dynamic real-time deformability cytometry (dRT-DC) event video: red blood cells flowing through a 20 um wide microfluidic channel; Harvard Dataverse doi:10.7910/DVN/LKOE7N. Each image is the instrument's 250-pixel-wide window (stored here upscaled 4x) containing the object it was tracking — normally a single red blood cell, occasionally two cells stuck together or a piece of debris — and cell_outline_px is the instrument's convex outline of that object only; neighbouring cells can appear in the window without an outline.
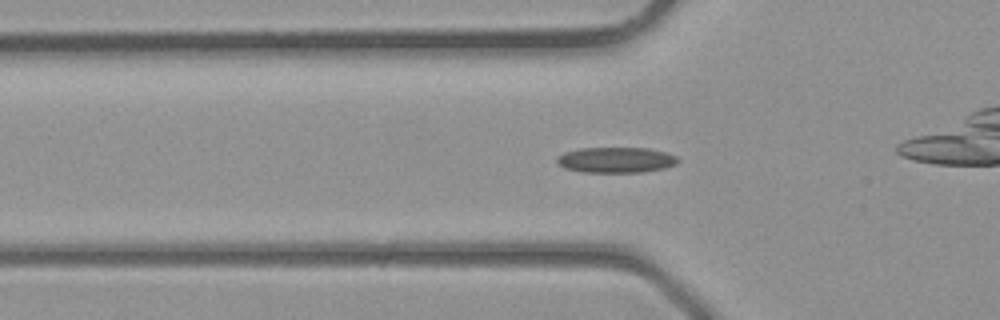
{"species": "common noctule bat (a hibernating species)", "species_latin": "Nyctalus noctula", "temperature_condition": "room temperature", "stored_images_in_passage": 38, "camera_frame_rate_fps": 3000, "um_per_image_px": 0.085, "animal": {"sex": "male", "body_mass_g": 23.1, "forearm_length_mm": 52.7}, "frame": {"image": 1, "passage_image": 12, "time_ms": 3.667, "image_size_px": [1000, 320], "cell_outline_px": [[680, 160], [676, 164], [664, 168], [640, 172], [584, 172], [564, 168], [556, 160], [556, 156], [564, 152], [580, 148], [648, 148], [664, 152], [676, 156]], "centroid_in_image_um": [52.34, 13.59], "position_along_channel_um": 73.5, "area_um2": 17.98}}
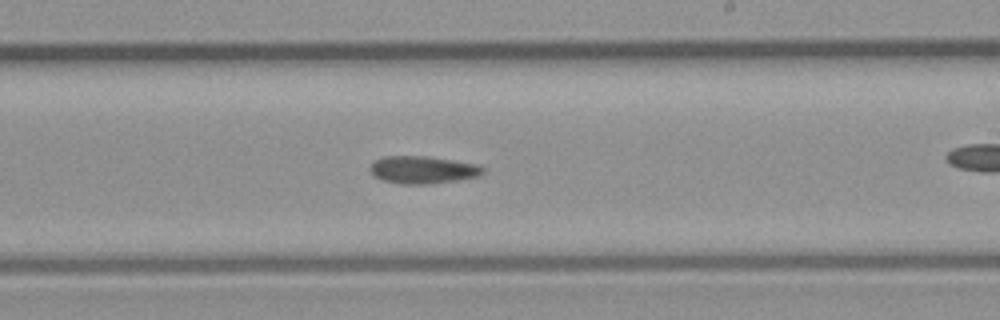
{"frame": {"image": 2, "passage_image": 22, "time_ms": 7.0, "image_size_px": [1000, 320], "cell_outline_px": [[484, 172], [480, 176], [456, 180], [428, 184], [400, 184], [384, 180], [376, 176], [368, 168], [372, 160], [384, 156], [428, 156], [476, 164], [484, 168]], "centroid_in_image_um": [35.91, 14.42], "position_along_channel_um": 253.1, "area_um2": 18.09}}
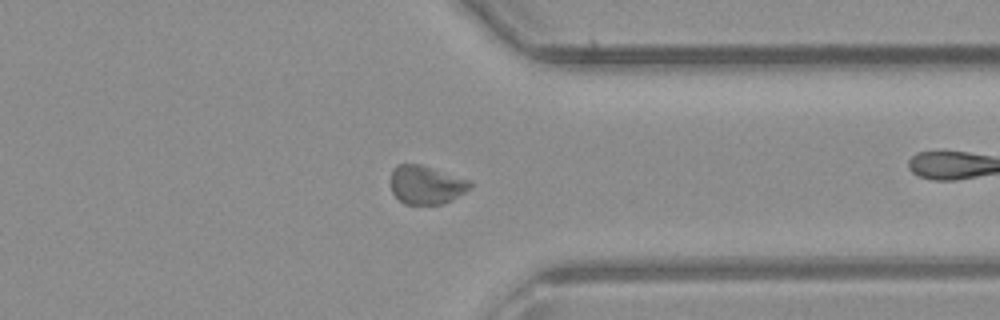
{"frame": {"image": 3, "passage_image": 29, "time_ms": 9.333, "image_size_px": [1000, 320], "cell_outline_px": [[472, 188], [452, 200], [444, 204], [404, 204], [392, 192], [392, 168], [396, 164], [420, 164], [472, 180]], "centroid_in_image_um": [36.27, 15.71], "position_along_channel_um": 375.1, "area_um2": 17.98}}